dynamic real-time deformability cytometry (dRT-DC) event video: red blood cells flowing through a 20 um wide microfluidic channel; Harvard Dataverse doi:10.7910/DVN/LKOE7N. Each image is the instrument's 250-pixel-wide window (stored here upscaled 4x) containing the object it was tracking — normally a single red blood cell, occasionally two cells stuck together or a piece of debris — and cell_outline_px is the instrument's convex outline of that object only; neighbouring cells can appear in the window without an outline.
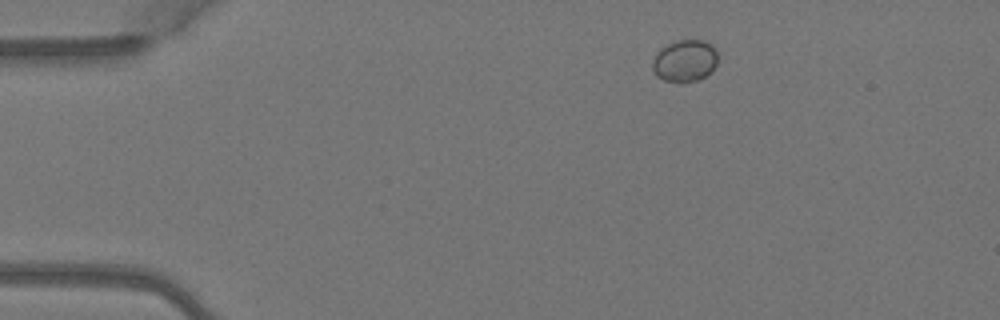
{"species": "Egyptian fruit bat (a non-hibernating species)", "species_latin": "Rousettus aegyptiacus", "temperature_condition": "warm", "stored_images_in_passage": 2, "camera_frame_rate_fps": 3000, "um_per_image_px": 0.085, "animal": {"sex": "female"}, "frame": {"image": 1, "passage_image": 1, "time_ms": 0.0, "image_size_px": [1000, 320], "cell_outline_px": [[716, 64], [700, 80], [680, 84], [664, 80], [656, 76], [652, 68], [652, 60], [660, 48], [676, 40], [704, 40], [712, 44], [716, 48]], "centroid_in_image_um": [58.18, 5.18], "position_along_channel_um": 26.8, "area_um2": 16.18}}